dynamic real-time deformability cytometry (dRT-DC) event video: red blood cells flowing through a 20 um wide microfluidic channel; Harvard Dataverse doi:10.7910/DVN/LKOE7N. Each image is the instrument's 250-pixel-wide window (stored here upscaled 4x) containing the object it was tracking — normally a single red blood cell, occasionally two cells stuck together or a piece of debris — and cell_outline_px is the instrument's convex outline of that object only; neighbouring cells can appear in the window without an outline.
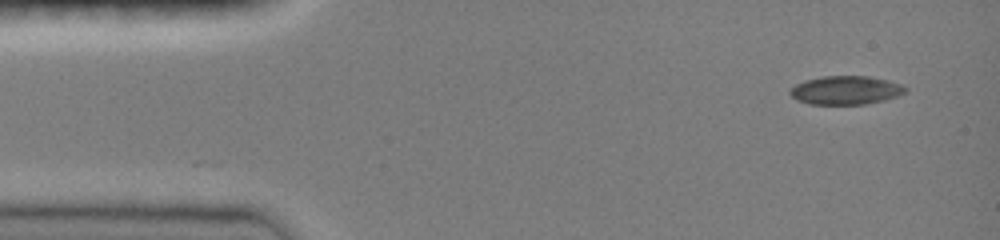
{"species": "common noctule bat (a hibernating species)", "species_latin": "Nyctalus noctula", "temperature_condition": "room temperature", "stored_images_in_passage": 45, "camera_frame_rate_fps": 3000, "um_per_image_px": 0.085, "animal": {"sex": "female", "body_mass_g": 19.0, "forearm_length_mm": 51.5}, "frame": {"image": 1, "passage_image": 1, "time_ms": 0.0, "image_size_px": [1000, 240], "cell_outline_px": [[908, 88], [904, 92], [896, 96], [884, 100], [864, 104], [812, 104], [796, 100], [788, 92], [796, 84], [804, 80], [824, 76], [868, 76], [888, 80], [900, 84]], "centroid_in_image_um": [71.87, 7.66], "position_along_channel_um": 13.1, "area_um2": 19.07}}
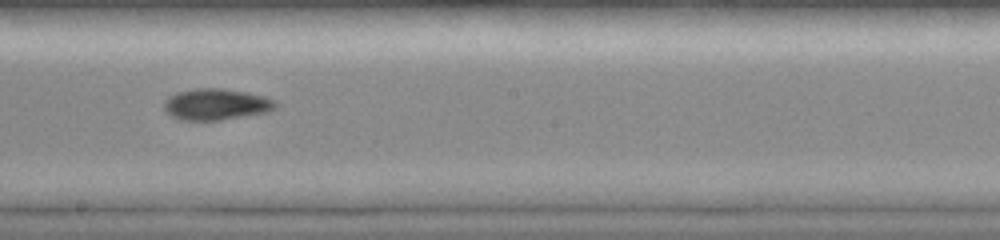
{"frame": {"image": 2, "passage_image": 24, "time_ms": 7.667, "image_size_px": [1000, 240], "cell_outline_px": [[276, 108], [268, 112], [220, 120], [180, 120], [172, 116], [164, 108], [164, 100], [168, 96], [176, 92], [196, 88], [224, 88], [264, 96], [276, 100]], "centroid_in_image_um": [18.36, 8.86], "position_along_channel_um": 229.8, "area_um2": 20.4}}
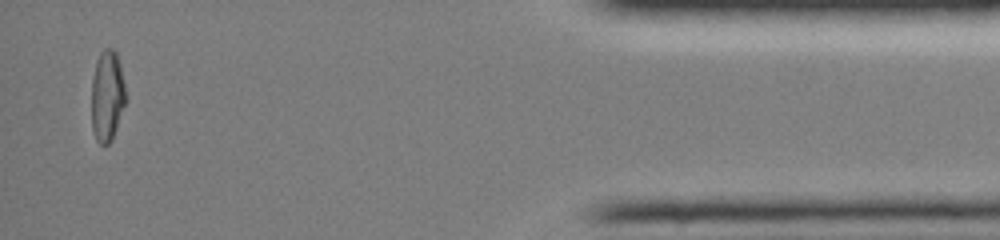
{"frame": {"image": 3, "passage_image": 43, "time_ms": 14.0, "image_size_px": [1000, 240], "cell_outline_px": [[124, 104], [112, 140], [104, 148], [96, 140], [92, 132], [92, 76], [96, 60], [100, 52], [104, 48], [112, 48], [116, 52], [120, 64], [124, 84]], "centroid_in_image_um": [9.08, 8.16], "position_along_channel_um": 426.1, "area_um2": 18.09}, "authors_computed_cell_mechanics": {"area_um2": 19.1896, "velocity_mm_per_s": 4.0518, "shape_relaxation_time_tau1_ms": 5.6998, "shape_relaxation_time_tau2_ms": 5.9047, "deformation_change_tau1": 0.1903, "deformation_change_tau2": 0.1265}}